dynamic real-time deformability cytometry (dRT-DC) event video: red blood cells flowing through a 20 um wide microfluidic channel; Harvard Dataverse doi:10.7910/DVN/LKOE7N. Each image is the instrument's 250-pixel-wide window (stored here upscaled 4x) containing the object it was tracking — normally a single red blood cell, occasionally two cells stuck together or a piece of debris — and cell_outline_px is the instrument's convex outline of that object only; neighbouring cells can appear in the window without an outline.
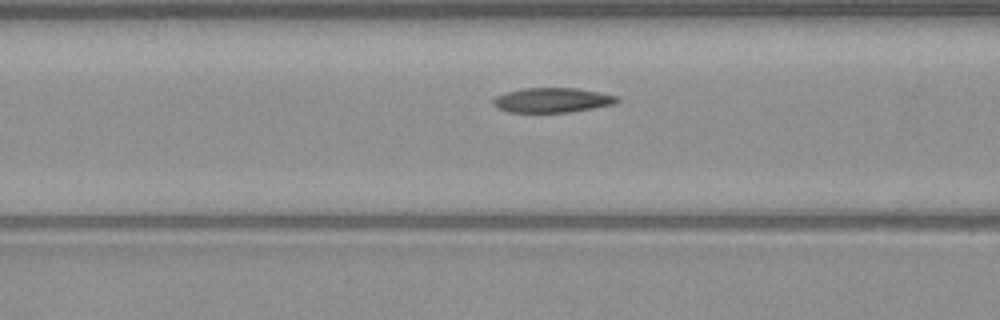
{"species": "common noctule bat (a hibernating species)", "species_latin": "Nyctalus noctula", "temperature_condition": "warm", "stored_images_in_passage": 8, "camera_frame_rate_fps": 3000, "um_per_image_px": 0.085, "animal": {"sex": "male", "body_mass_g": 23.1, "forearm_length_mm": 52.7}, "frame": {"image": 1, "passage_image": 7, "time_ms": 2.0, "image_size_px": [1000, 320], "cell_outline_px": [[620, 100], [616, 104], [568, 112], [508, 112], [492, 104], [492, 100], [496, 96], [508, 92], [524, 88], [576, 88], [616, 96]], "centroid_in_image_um": [46.93, 8.51], "position_along_channel_um": 119.7, "area_um2": 17.57}}